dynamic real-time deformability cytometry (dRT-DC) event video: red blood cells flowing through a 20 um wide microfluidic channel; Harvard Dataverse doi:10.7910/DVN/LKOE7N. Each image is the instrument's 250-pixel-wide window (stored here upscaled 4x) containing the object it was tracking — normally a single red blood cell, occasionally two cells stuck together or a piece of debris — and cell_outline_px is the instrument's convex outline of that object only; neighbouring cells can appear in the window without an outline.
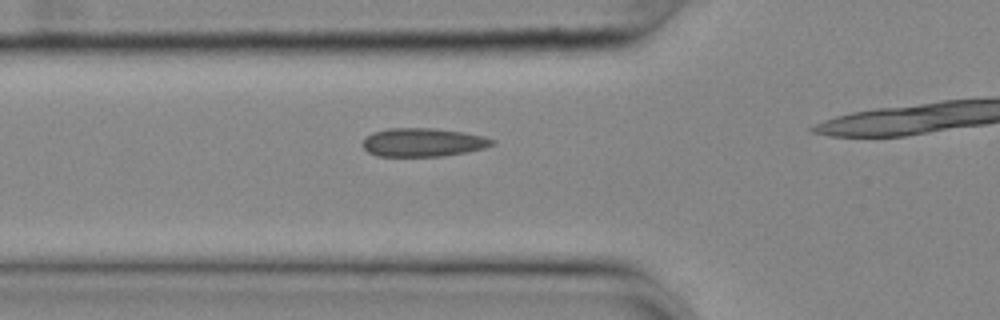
{"species": "common noctule bat (a hibernating species)", "species_latin": "Nyctalus noctula", "temperature_condition": "cold", "stored_images_in_passage": 17, "camera_frame_rate_fps": 3000, "um_per_image_px": 0.085, "animal": {"sex": "female", "body_mass_g": 25.1}, "frame": {"image": 1, "passage_image": 2, "time_ms": 0.333, "image_size_px": [1000, 320], "cell_outline_px": [[496, 144], [484, 148], [444, 156], [376, 156], [368, 152], [364, 148], [364, 140], [372, 132], [388, 128], [432, 128], [464, 132], [484, 136], [496, 140]], "centroid_in_image_um": [35.99, 12.09], "position_along_channel_um": 89.8, "area_um2": 21.5}}
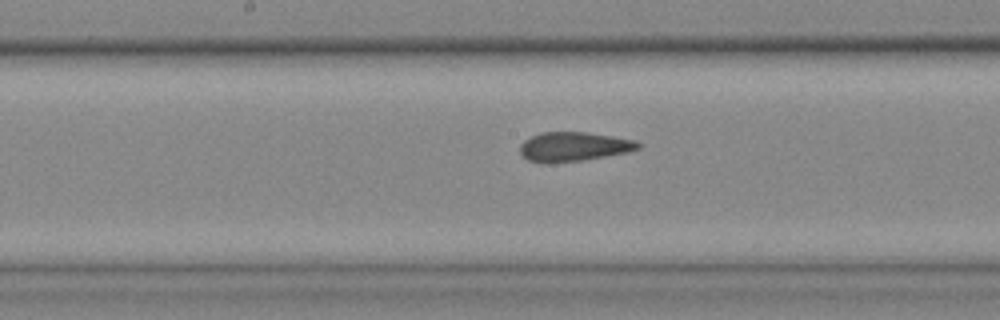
{"frame": {"image": 2, "passage_image": 11, "time_ms": 3.333, "image_size_px": [1000, 320], "cell_outline_px": [[644, 144], [640, 148], [624, 152], [604, 156], [580, 160], [528, 160], [520, 152], [520, 144], [524, 140], [540, 132], [588, 132], [636, 140]], "centroid_in_image_um": [48.82, 12.41], "position_along_channel_um": 199.4, "area_um2": 19.36}}
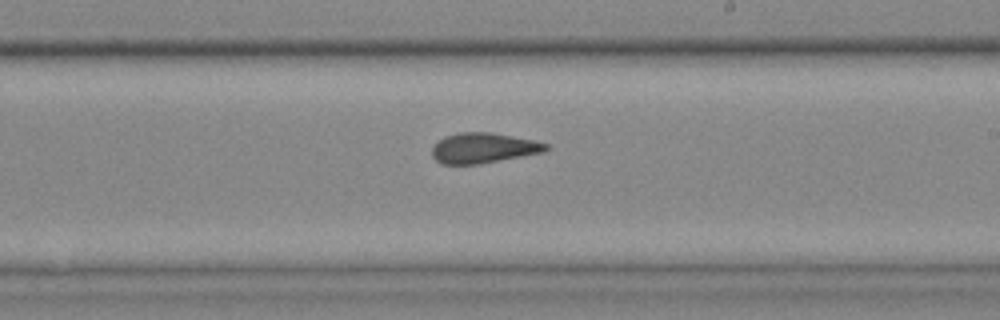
{"frame": {"image": 3, "passage_image": 15, "time_ms": 4.667, "image_size_px": [1000, 320], "cell_outline_px": [[552, 148], [544, 152], [480, 164], [440, 164], [432, 156], [432, 148], [444, 136], [460, 132], [492, 132], [536, 140], [548, 144]], "centroid_in_image_um": [41.13, 12.58], "position_along_channel_um": 247.9, "area_um2": 20.29}}